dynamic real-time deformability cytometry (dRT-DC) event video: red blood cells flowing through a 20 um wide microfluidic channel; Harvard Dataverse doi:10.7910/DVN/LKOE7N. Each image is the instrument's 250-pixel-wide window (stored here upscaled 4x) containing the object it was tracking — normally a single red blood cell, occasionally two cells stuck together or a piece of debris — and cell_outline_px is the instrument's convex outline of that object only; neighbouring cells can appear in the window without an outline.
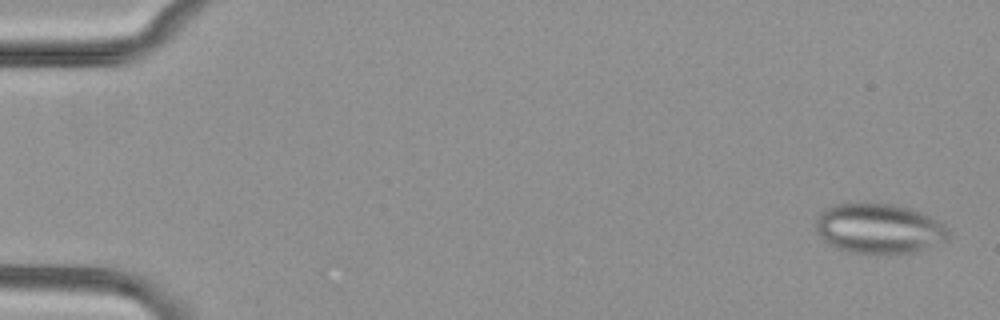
{"species": "common noctule bat (a hibernating species)", "species_latin": "Nyctalus noctula", "temperature_condition": "cold", "stored_images_in_passage": 54, "camera_frame_rate_fps": 3000, "um_per_image_px": 0.085, "animal": {"sex": "female", "body_mass_g": 29.2, "forearm_length_mm": 56.3}, "frame": {"image": 1, "passage_image": 2, "time_ms": 0.333, "image_size_px": [1000, 320], "cell_outline_px": [[948, 240], [944, 244], [916, 252], [852, 252], [836, 248], [828, 244], [816, 232], [816, 220], [820, 212], [824, 208], [832, 204], [848, 200], [892, 204], [908, 208], [920, 212], [944, 224], [948, 228]], "centroid_in_image_um": [74.69, 19.38], "position_along_channel_um": 10.3, "area_um2": 39.3}}
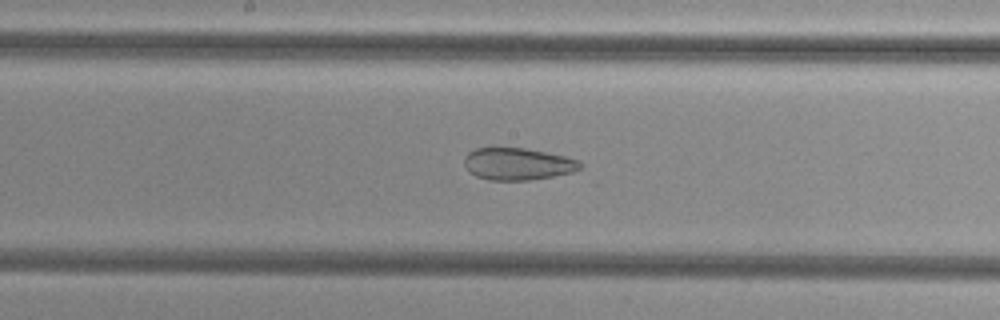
{"frame": {"image": 2, "passage_image": 29, "time_ms": 9.333, "image_size_px": [1000, 320], "cell_outline_px": [[584, 164], [580, 168], [572, 172], [552, 176], [528, 180], [488, 180], [476, 176], [468, 172], [464, 164], [464, 156], [468, 152], [476, 148], [524, 148], [564, 156], [580, 160]], "centroid_in_image_um": [43.98, 13.94], "position_along_channel_um": 204.2, "area_um2": 21.68}}
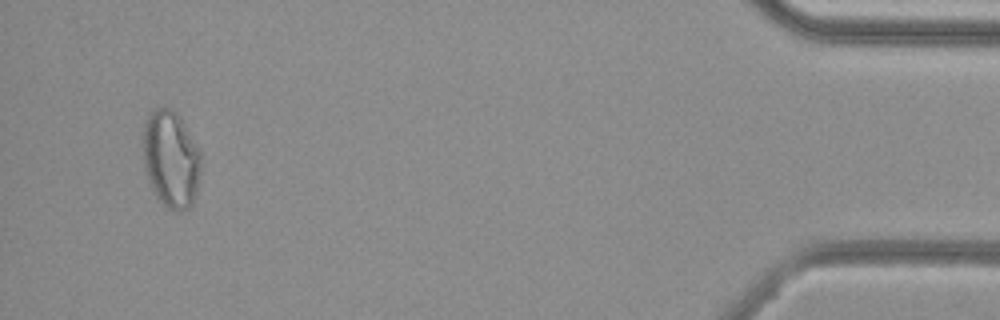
{"frame": {"image": 3, "passage_image": 52, "time_ms": 17.0, "image_size_px": [1000, 320], "cell_outline_px": [[200, 176], [196, 192], [192, 204], [184, 212], [176, 212], [168, 208], [152, 192], [144, 168], [144, 120], [156, 108], [172, 108], [180, 116], [200, 148]], "centroid_in_image_um": [14.55, 13.54], "position_along_channel_um": 420.7, "area_um2": 33.06}}